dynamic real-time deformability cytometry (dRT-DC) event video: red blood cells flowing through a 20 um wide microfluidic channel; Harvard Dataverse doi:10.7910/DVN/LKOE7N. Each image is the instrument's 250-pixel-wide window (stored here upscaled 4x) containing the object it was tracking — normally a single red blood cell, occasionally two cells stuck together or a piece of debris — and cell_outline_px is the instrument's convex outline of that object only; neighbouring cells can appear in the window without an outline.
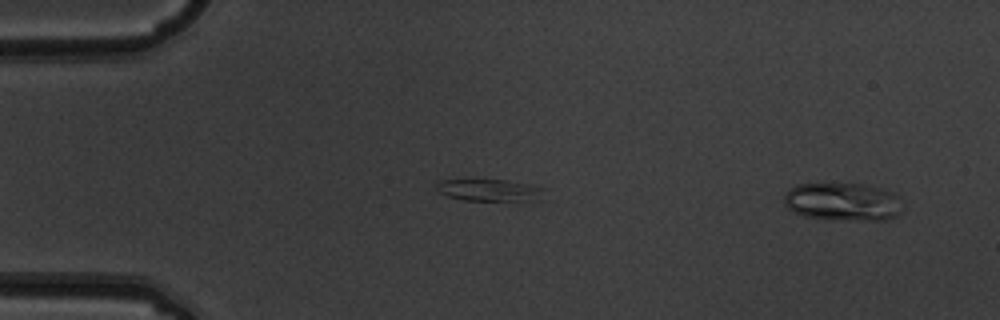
{"species": "common noctule bat (a hibernating species)", "species_latin": "Nyctalus noctula", "temperature_condition": "warm", "stored_images_in_passage": 5, "camera_frame_rate_fps": 3000, "um_per_image_px": 0.085, "animal": {"sex": "male", "body_mass_g": 19.5, "forearm_length_mm": 54.6}, "frame": {"image": 1, "passage_image": 1, "time_ms": 0.0, "image_size_px": [1000, 320], "cell_outline_px": [[904, 208], [896, 216], [888, 220], [824, 220], [804, 216], [792, 212], [784, 204], [784, 196], [788, 188], [796, 184], [860, 184], [880, 188], [892, 192], [896, 196]], "centroid_in_image_um": [71.6, 17.17], "position_along_channel_um": 13.4, "area_um2": 26.65}}
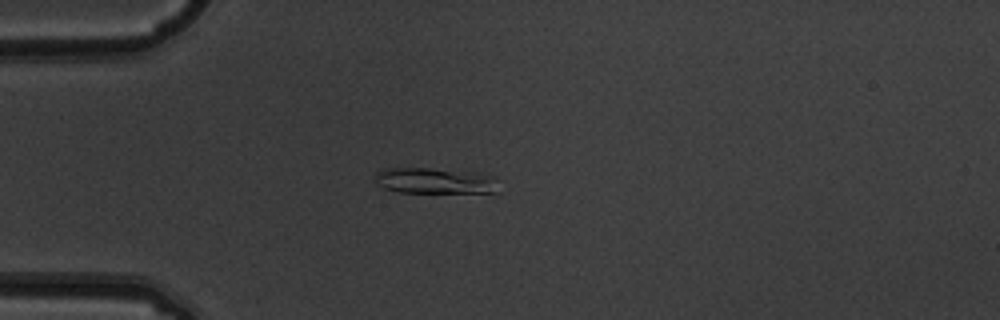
{"frame": {"image": 2, "passage_image": 4, "time_ms": 1.0, "image_size_px": [1000, 320], "cell_outline_px": [[500, 192], [400, 192], [384, 188], [376, 180], [376, 172], [384, 168], [428, 168], [480, 172], [496, 176]], "centroid_in_image_um": [37.06, 15.35], "position_along_channel_um": 47.9, "area_um2": 18.79}}